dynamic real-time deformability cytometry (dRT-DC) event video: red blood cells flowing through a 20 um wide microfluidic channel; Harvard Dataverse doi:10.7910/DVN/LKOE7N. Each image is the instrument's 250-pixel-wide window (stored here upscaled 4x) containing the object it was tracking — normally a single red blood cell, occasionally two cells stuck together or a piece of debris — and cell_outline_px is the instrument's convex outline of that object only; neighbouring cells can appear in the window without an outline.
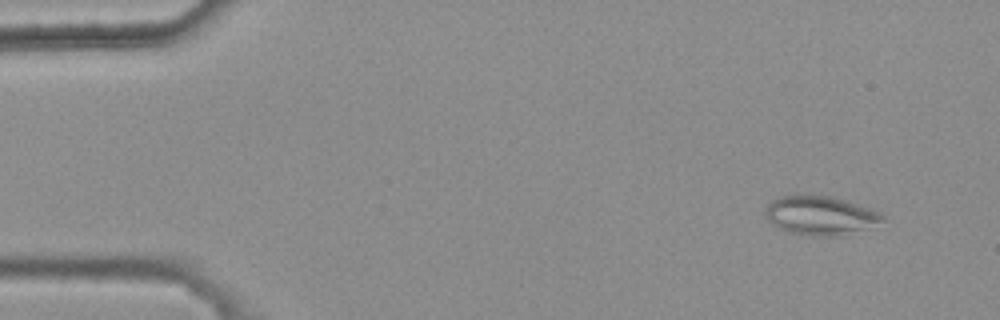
{"species": "common noctule bat (a hibernating species)", "species_latin": "Nyctalus noctula", "temperature_condition": "warm", "stored_images_in_passage": 5, "camera_frame_rate_fps": 3000, "um_per_image_px": 0.085, "animal": {"sex": "female", "body_mass_g": 25.1}, "frame": {"image": 1, "passage_image": 1, "time_ms": 0.0, "image_size_px": [1000, 320], "cell_outline_px": [[884, 220], [868, 228], [840, 236], [812, 236], [788, 232], [780, 228], [768, 220], [764, 212], [768, 204], [772, 200], [780, 196], [832, 196], [880, 212], [884, 216]], "centroid_in_image_um": [69.72, 18.33], "position_along_channel_um": 15.3, "area_um2": 26.24}}
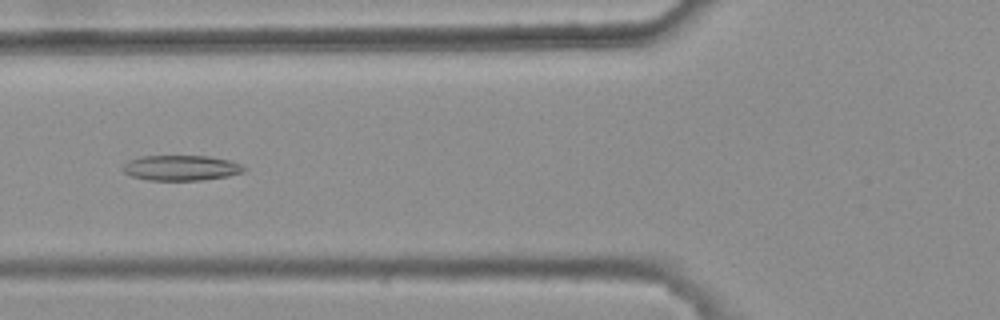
{"frame": {"image": 2, "passage_image": 5, "time_ms": 1.333, "image_size_px": [1000, 320], "cell_outline_px": [[248, 168], [244, 172], [228, 176], [200, 180], [148, 180], [132, 176], [124, 172], [124, 164], [128, 160], [144, 156], [208, 156], [228, 160], [240, 164]], "centroid_in_image_um": [15.42, 14.27], "position_along_channel_um": 110.4, "area_um2": 17.74}}